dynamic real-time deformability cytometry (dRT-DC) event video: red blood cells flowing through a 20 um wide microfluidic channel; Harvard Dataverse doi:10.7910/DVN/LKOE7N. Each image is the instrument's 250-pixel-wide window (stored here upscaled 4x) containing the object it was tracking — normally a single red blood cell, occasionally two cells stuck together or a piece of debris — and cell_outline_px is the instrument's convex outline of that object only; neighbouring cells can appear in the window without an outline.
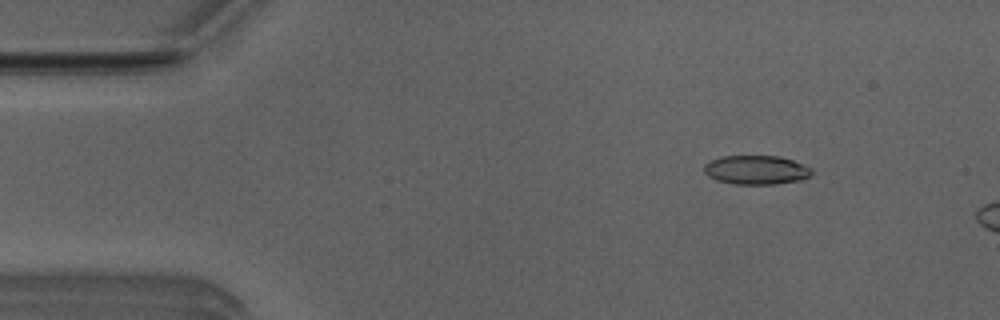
{"species": "Egyptian fruit bat (a non-hibernating species)", "species_latin": "Rousettus aegyptiacus", "temperature_condition": "room temperature", "stored_images_in_passage": 3, "camera_frame_rate_fps": 3000, "um_per_image_px": 0.085, "animal": {"sex": "male"}, "frame": {"image": 1, "passage_image": 3, "time_ms": 0.667, "image_size_px": [1000, 320], "cell_outline_px": [[812, 172], [808, 176], [800, 180], [772, 184], [736, 184], [716, 180], [708, 176], [704, 172], [704, 164], [720, 156], [780, 156], [792, 160], [812, 168]], "centroid_in_image_um": [64.25, 14.44], "position_along_channel_um": 20.8, "area_um2": 18.09}}